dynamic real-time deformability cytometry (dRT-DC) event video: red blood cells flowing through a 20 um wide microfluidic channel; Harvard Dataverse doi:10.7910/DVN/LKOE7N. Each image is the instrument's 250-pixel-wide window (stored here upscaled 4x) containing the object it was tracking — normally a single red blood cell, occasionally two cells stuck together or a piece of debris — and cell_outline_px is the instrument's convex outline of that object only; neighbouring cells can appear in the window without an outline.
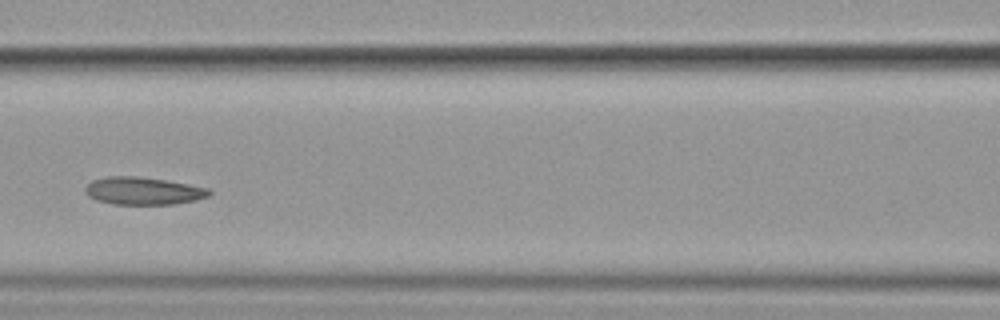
{"species": "common noctule bat (a hibernating species)", "species_latin": "Nyctalus noctula", "temperature_condition": "cold", "stored_images_in_passage": 9, "camera_frame_rate_fps": 3000, "um_per_image_px": 0.085, "animal": {"sex": "female", "body_mass_g": 19.9}, "frame": {"image": 1, "passage_image": 6, "time_ms": 6.0, "image_size_px": [1000, 320], "cell_outline_px": [[212, 192], [208, 196], [196, 200], [176, 204], [112, 204], [96, 200], [88, 196], [84, 192], [84, 188], [92, 180], [108, 176], [136, 176], [164, 180], [188, 184], [208, 188]], "centroid_in_image_um": [12.15, 16.23], "position_along_channel_um": 154.5, "area_um2": 19.94}}
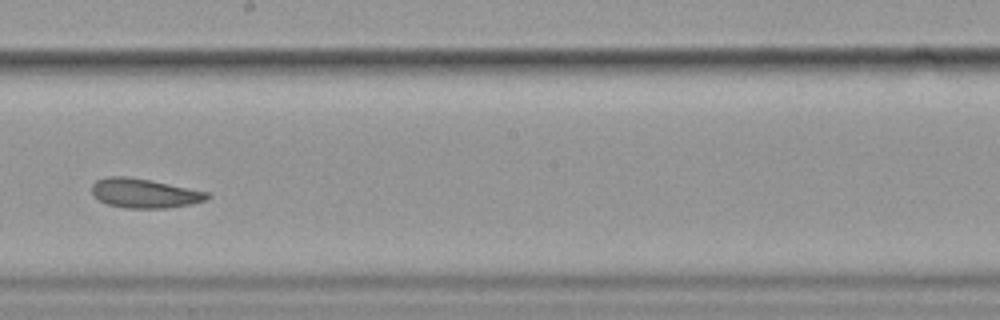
{"frame": {"image": 2, "passage_image": 8, "time_ms": 8.333, "image_size_px": [1000, 320], "cell_outline_px": [[212, 196], [204, 200], [192, 204], [168, 208], [128, 208], [108, 204], [100, 200], [92, 192], [92, 184], [96, 180], [108, 176], [128, 176], [152, 180], [208, 192]], "centroid_in_image_um": [12.29, 16.41], "position_along_channel_um": 235.9, "area_um2": 19.71}}
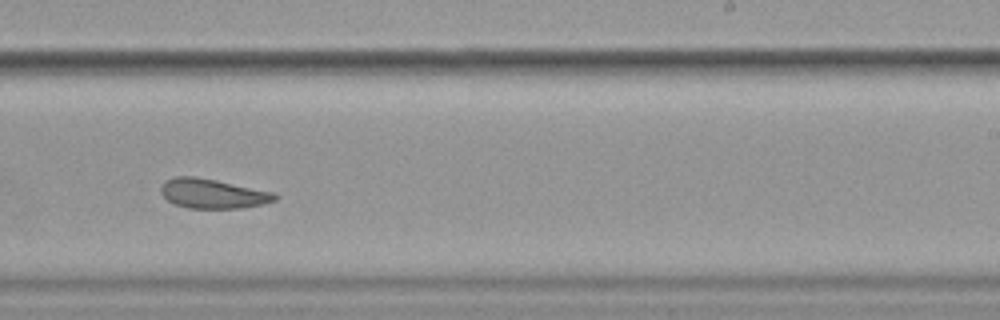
{"frame": {"image": 3, "passage_image": 9, "time_ms": 9.333, "image_size_px": [1000, 320], "cell_outline_px": [[280, 196], [276, 200], [264, 204], [244, 208], [188, 208], [176, 204], [168, 200], [160, 192], [160, 188], [164, 180], [176, 176], [192, 176], [216, 180], [276, 192]], "centroid_in_image_um": [18.13, 16.45], "position_along_channel_um": 270.9, "area_um2": 19.83}}